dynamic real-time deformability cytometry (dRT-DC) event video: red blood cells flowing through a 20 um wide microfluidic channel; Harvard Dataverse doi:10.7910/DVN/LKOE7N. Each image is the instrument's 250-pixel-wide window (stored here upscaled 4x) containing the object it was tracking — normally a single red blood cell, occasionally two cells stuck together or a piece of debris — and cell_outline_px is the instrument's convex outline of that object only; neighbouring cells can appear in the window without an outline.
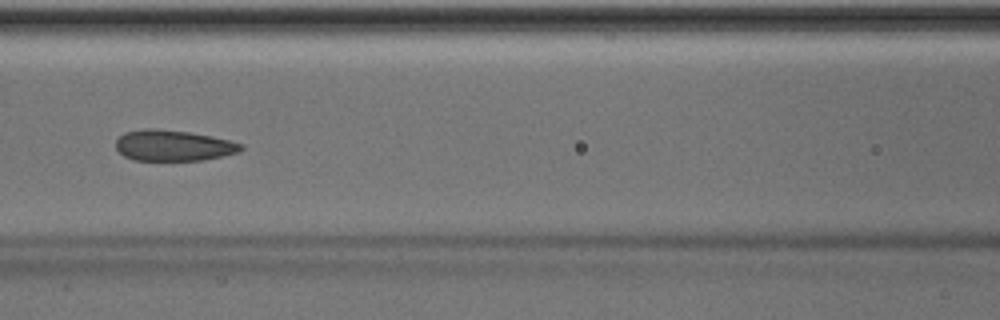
{"species": "Egyptian fruit bat (a non-hibernating species)", "species_latin": "Rousettus aegyptiacus", "temperature_condition": "room temperature", "stored_images_in_passage": 40, "camera_frame_rate_fps": 3000, "um_per_image_px": 0.085, "animal": {"sex": "male"}, "frame": {"image": 1, "passage_image": 12, "time_ms": 3.667, "image_size_px": [1000, 320], "cell_outline_px": [[244, 148], [240, 152], [200, 160], [132, 160], [124, 156], [116, 148], [116, 140], [124, 132], [144, 128], [156, 128], [188, 132], [212, 136], [244, 144]], "centroid_in_image_um": [14.72, 12.36], "position_along_channel_um": 151.9, "area_um2": 22.54}}
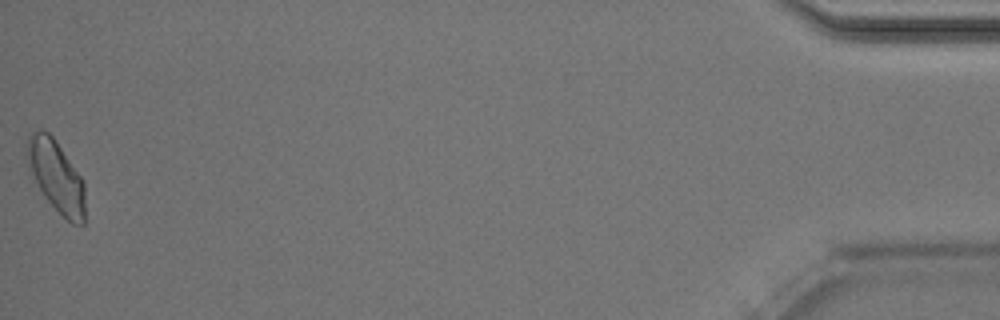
{"frame": {"image": 2, "passage_image": 40, "time_ms": 13.0, "image_size_px": [1000, 320], "cell_outline_px": [[84, 224], [72, 224], [44, 196], [28, 172], [24, 152], [28, 136], [32, 132], [40, 128], [48, 132], [52, 136], [84, 180]], "centroid_in_image_um": [4.72, 14.92], "position_along_channel_um": 430.5, "area_um2": 24.39}, "authors_computed_cell_mechanics": {"area_um2": 22.8888, "velocity_mm_per_s": 4.0087, "shape_relaxation_time_tau1_ms": 2.6141, "shape_relaxation_time_tau2_ms": 1.3997, "deformation_change_tau1": 0.0973, "deformation_change_tau2": 0.0692}}